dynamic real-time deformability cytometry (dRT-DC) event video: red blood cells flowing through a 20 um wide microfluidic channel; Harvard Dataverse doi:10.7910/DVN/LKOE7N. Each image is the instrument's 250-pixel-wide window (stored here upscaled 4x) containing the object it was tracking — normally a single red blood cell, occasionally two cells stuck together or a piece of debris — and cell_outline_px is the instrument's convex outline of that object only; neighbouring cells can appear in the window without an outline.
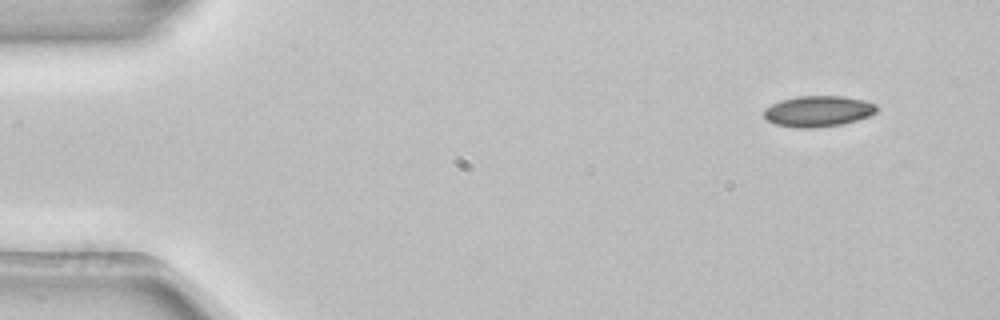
{"species": "common noctule bat (a hibernating species)", "species_latin": "Nyctalus noctula", "temperature_condition": "room temperature", "stored_images_in_passage": 4, "camera_frame_rate_fps": 3000, "um_per_image_px": 0.085, "animal": {"sex": "female", "body_mass_g": 22.7, "forearm_length_mm": 54.2}, "frame": {"image": 1, "passage_image": 1, "time_ms": 0.0, "image_size_px": [1000, 320], "cell_outline_px": [[880, 108], [876, 112], [868, 116], [856, 120], [840, 124], [812, 128], [796, 128], [776, 124], [768, 120], [764, 116], [764, 108], [780, 100], [796, 96], [840, 96], [864, 100], [876, 104]], "centroid_in_image_um": [69.54, 9.44], "position_along_channel_um": 15.5, "area_um2": 20.29}}
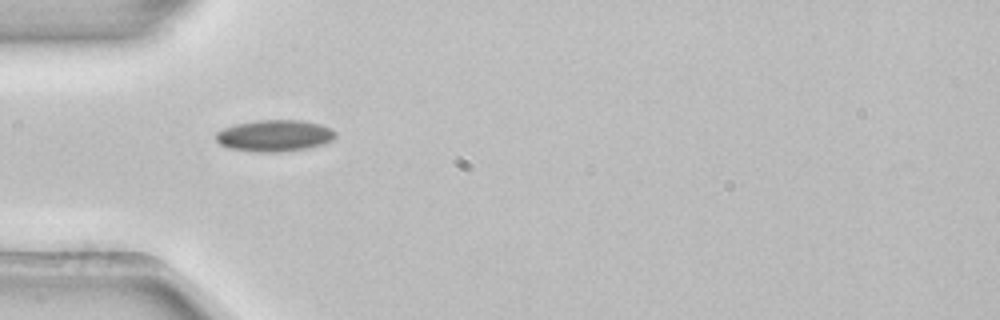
{"frame": {"image": 2, "passage_image": 3, "time_ms": 0.667, "image_size_px": [1000, 320], "cell_outline_px": [[336, 136], [332, 140], [324, 144], [308, 148], [276, 152], [256, 152], [228, 148], [220, 144], [216, 140], [216, 132], [224, 128], [236, 124], [256, 120], [300, 120], [320, 124], [332, 128], [336, 132]], "centroid_in_image_um": [23.35, 11.53], "position_along_channel_um": 61.7, "area_um2": 22.08}}